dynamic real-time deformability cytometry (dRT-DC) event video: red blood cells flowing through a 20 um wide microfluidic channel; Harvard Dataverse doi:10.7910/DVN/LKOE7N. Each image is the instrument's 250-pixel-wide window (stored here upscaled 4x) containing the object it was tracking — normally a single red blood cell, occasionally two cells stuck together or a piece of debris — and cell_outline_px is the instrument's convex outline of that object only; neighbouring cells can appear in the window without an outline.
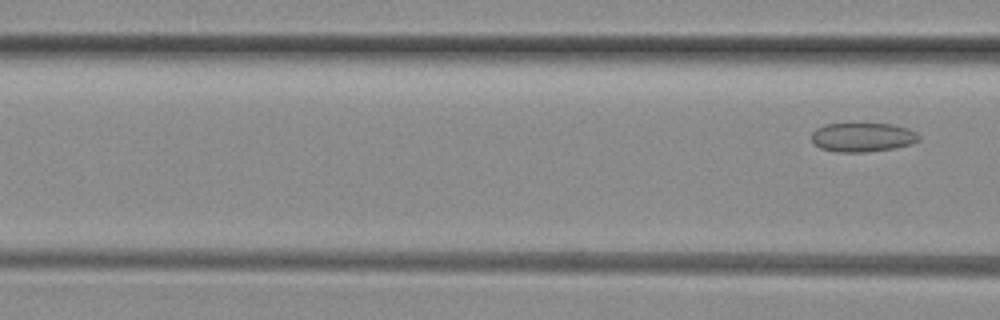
{"species": "common noctule bat (a hibernating species)", "species_latin": "Nyctalus noctula", "temperature_condition": "room temperature", "stored_images_in_passage": 6, "camera_frame_rate_fps": 3000, "um_per_image_px": 0.085, "animal": {"sex": "female", "body_mass_g": 29.2, "forearm_length_mm": 56.3}, "frame": {"image": 1, "passage_image": 6, "time_ms": 1.667, "image_size_px": [1000, 320], "cell_outline_px": [[920, 140], [912, 144], [892, 148], [864, 152], [836, 152], [820, 148], [812, 140], [812, 132], [816, 128], [824, 124], [848, 120], [892, 124], [908, 128], [916, 132], [920, 136]], "centroid_in_image_um": [73.29, 11.6], "position_along_channel_um": 93.3, "area_um2": 19.13}}